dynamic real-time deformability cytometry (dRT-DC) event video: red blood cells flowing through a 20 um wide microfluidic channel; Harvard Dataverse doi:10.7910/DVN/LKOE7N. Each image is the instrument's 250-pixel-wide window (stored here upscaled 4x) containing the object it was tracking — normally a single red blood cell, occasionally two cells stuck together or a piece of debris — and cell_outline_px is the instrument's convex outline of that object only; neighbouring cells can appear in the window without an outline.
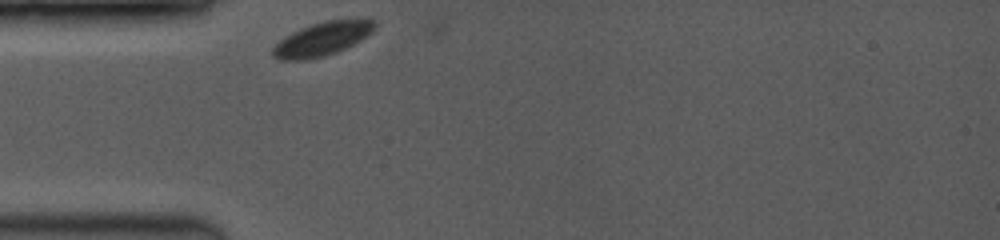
{"species": "common noctule bat (a hibernating species)", "species_latin": "Nyctalus noctula", "temperature_condition": "room temperature", "stored_images_in_passage": 8, "camera_frame_rate_fps": 3500, "um_per_image_px": 0.085, "animal": {"sex": "female", "body_mass_g": 19.0, "forearm_length_mm": 53.3}, "frame": {"image": 1, "passage_image": 1, "time_ms": 0.0, "image_size_px": [1000, 240], "cell_outline_px": [[376, 28], [368, 36], [336, 52], [324, 56], [304, 60], [276, 60], [272, 56], [272, 48], [284, 36], [300, 28], [324, 20], [372, 20], [376, 24]], "centroid_in_image_um": [27.34, 3.32], "position_along_channel_um": 57.7, "area_um2": 19.83}}